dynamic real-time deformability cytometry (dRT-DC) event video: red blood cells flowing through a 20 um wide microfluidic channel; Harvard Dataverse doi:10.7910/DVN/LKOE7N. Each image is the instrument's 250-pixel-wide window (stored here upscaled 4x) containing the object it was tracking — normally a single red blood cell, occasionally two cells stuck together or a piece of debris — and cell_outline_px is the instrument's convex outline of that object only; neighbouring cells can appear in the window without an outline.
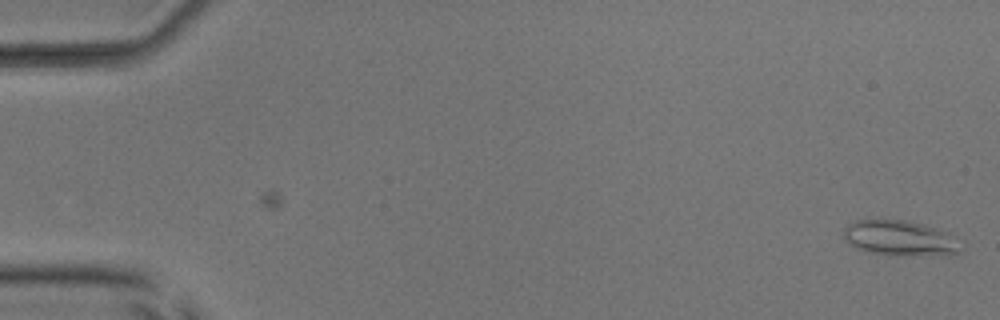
{"species": "common noctule bat (a hibernating species)", "species_latin": "Nyctalus noctula", "temperature_condition": "room temperature", "stored_images_in_passage": 52, "camera_frame_rate_fps": 3000, "um_per_image_px": 0.085, "animal": {"sex": "male", "body_mass_g": 17.9, "forearm_length_mm": 54.2}, "frame": {"image": 1, "passage_image": 1, "time_ms": 0.0, "image_size_px": [1000, 320], "cell_outline_px": [[964, 248], [960, 252], [904, 256], [868, 252], [856, 248], [848, 244], [844, 236], [844, 228], [848, 224], [856, 220], [908, 220], [924, 224], [948, 232], [964, 240]], "centroid_in_image_um": [76.56, 20.23], "position_along_channel_um": 8.4, "area_um2": 24.39}}
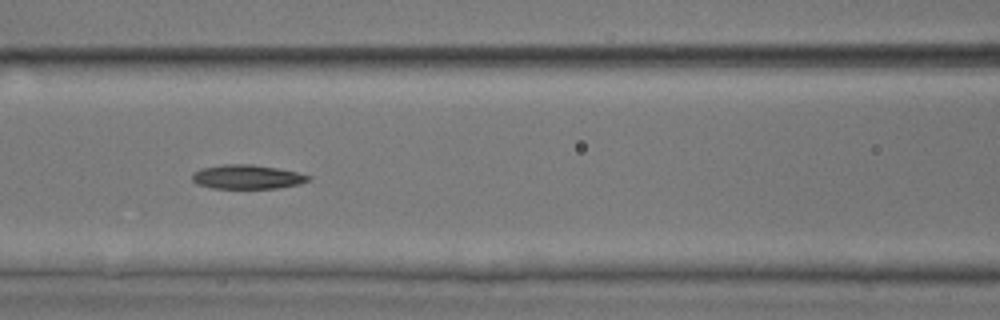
{"frame": {"image": 2, "passage_image": 23, "time_ms": 7.333, "image_size_px": [1000, 320], "cell_outline_px": [[312, 176], [308, 180], [296, 184], [276, 188], [212, 188], [196, 184], [192, 180], [192, 172], [200, 168], [220, 164], [252, 164], [276, 168], [296, 172]], "centroid_in_image_um": [20.92, 15.02], "position_along_channel_um": 145.7, "area_um2": 16.3}}
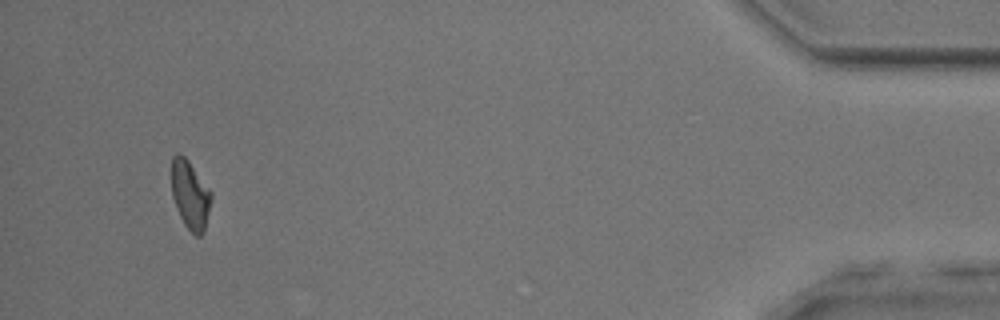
{"frame": {"image": 3, "passage_image": 49, "time_ms": 16.0, "image_size_px": [1000, 320], "cell_outline_px": [[212, 200], [204, 232], [200, 236], [196, 236], [184, 224], [176, 208], [172, 196], [172, 156], [176, 152], [184, 156], [188, 160], [212, 192]], "centroid_in_image_um": [16.18, 16.56], "position_along_channel_um": 419.0, "area_um2": 15.9}, "authors_computed_cell_mechanics": {"area_um2": 16.3285, "velocity_mm_per_s": 3.9885, "shape_relaxation_time_tau1_ms": 6.7579, "shape_relaxation_time_tau2_ms": 6.5077, "deformation_change_tau1": 0.1752, "deformation_change_tau2": 0.1247}}